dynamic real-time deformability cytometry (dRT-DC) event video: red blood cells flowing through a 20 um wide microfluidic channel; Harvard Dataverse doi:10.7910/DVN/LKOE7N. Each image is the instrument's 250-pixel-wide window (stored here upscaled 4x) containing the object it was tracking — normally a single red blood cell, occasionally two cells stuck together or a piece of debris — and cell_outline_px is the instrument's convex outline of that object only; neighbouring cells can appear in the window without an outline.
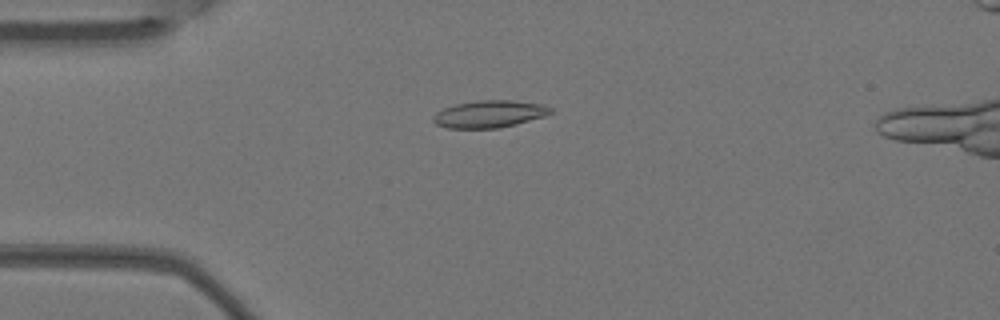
{"species": "Egyptian fruit bat (a non-hibernating species)", "species_latin": "Rousettus aegyptiacus", "temperature_condition": "warm", "stored_images_in_passage": 4, "camera_frame_rate_fps": 3000, "um_per_image_px": 0.085, "animal": {"sex": "female"}, "frame": {"image": 1, "passage_image": 3, "time_ms": 0.667, "image_size_px": [1000, 320], "cell_outline_px": [[552, 112], [544, 116], [516, 124], [500, 128], [448, 128], [436, 124], [432, 120], [432, 116], [436, 112], [444, 108], [456, 104], [476, 100], [512, 100], [544, 104], [552, 108]], "centroid_in_image_um": [41.59, 9.68], "position_along_channel_um": 43.4, "area_um2": 18.67}}